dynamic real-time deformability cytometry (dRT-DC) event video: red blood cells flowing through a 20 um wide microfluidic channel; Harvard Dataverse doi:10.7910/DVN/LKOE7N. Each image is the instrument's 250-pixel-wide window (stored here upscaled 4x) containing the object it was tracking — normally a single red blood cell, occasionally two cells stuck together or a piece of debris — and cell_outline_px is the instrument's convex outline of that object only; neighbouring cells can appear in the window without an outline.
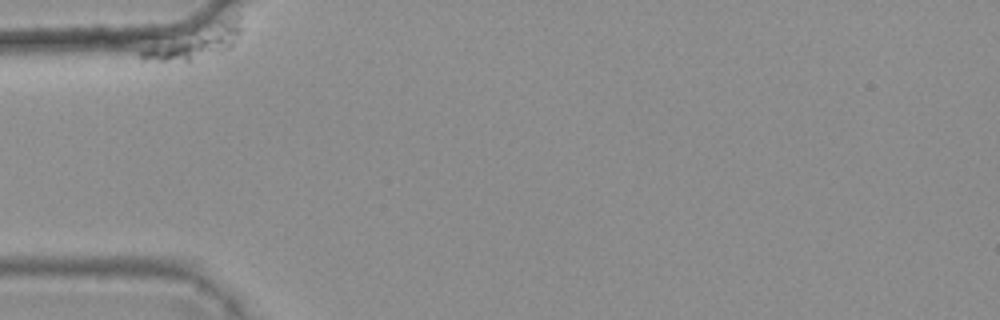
{"species": "common noctule bat (a hibernating species)", "species_latin": "Nyctalus noctula", "temperature_condition": "warm", "stored_images_in_passage": 12, "camera_frame_rate_fps": 3000, "um_per_image_px": 0.085, "animal": {"sex": "female", "body_mass_g": 25.1}, "frame": {"image": 1, "passage_image": 1, "time_ms": 0.0, "image_size_px": [1000, 320], "cell_outline_px": [[244, 28], [232, 44], [228, 48], [220, 52], [188, 60], [140, 60], [136, 52], [144, 48], [236, 12], [240, 16]], "centroid_in_image_um": [16.72, 3.5], "position_along_channel_um": 68.3, "area_um2": 18.84}}
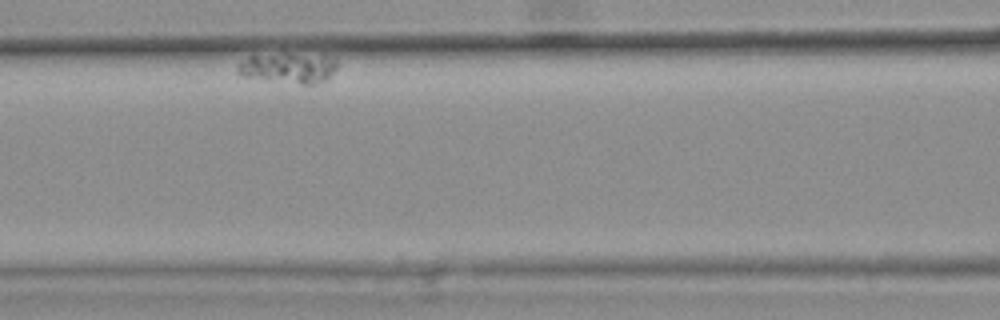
{"frame": {"image": 2, "passage_image": 5, "time_ms": 1.333, "image_size_px": [1000, 320], "cell_outline_px": [[336, 68], [324, 80], [312, 84], [300, 84], [244, 76], [236, 72], [236, 68], [240, 64], [252, 56], [292, 56], [336, 60]], "centroid_in_image_um": [24.45, 5.85], "position_along_channel_um": 142.2, "area_um2": 15.72}}
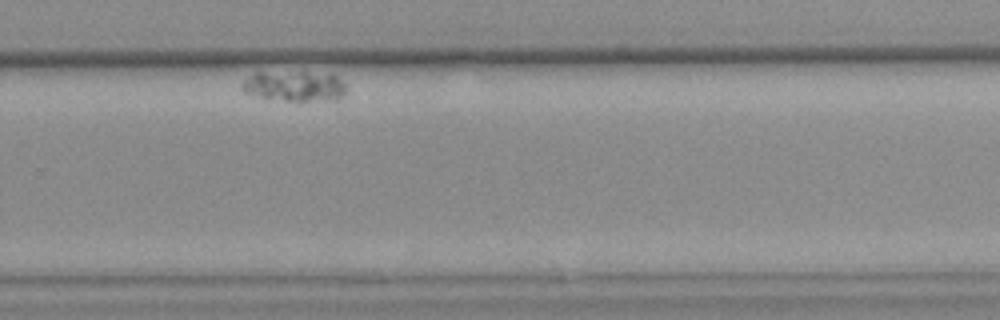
{"frame": {"image": 3, "passage_image": 10, "time_ms": 3.0, "image_size_px": [1000, 320], "cell_outline_px": [[344, 92], [336, 100], [300, 104], [260, 96], [244, 92], [240, 88], [240, 84], [244, 80], [256, 72], [304, 72], [336, 76], [344, 84]], "centroid_in_image_um": [25.01, 7.37], "position_along_channel_um": 304.8, "area_um2": 18.79}}